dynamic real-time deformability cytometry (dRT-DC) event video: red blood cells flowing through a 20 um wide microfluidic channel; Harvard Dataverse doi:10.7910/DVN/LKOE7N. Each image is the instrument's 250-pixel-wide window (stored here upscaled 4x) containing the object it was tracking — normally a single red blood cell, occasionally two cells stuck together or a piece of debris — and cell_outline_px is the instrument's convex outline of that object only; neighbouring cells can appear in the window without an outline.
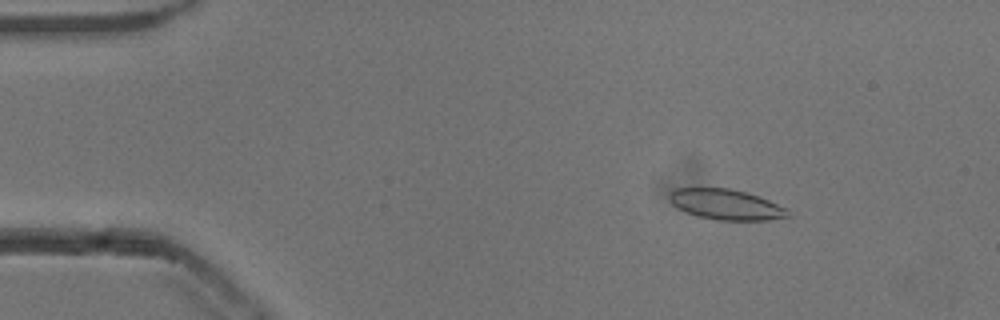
{"species": "common noctule bat (a hibernating species)", "species_latin": "Nyctalus noctula", "temperature_condition": "cold", "stored_images_in_passage": 54, "camera_frame_rate_fps": 3000, "um_per_image_px": 0.085, "animal": {"sex": "male", "body_mass_g": 13.3}, "frame": {"image": 1, "passage_image": 8, "time_ms": 2.333, "image_size_px": [1000, 320], "cell_outline_px": [[792, 216], [768, 220], [716, 220], [696, 216], [676, 208], [668, 200], [668, 196], [676, 188], [728, 188], [748, 192], [788, 208]], "centroid_in_image_um": [61.72, 17.39], "position_along_channel_um": 23.3, "area_um2": 21.27}}
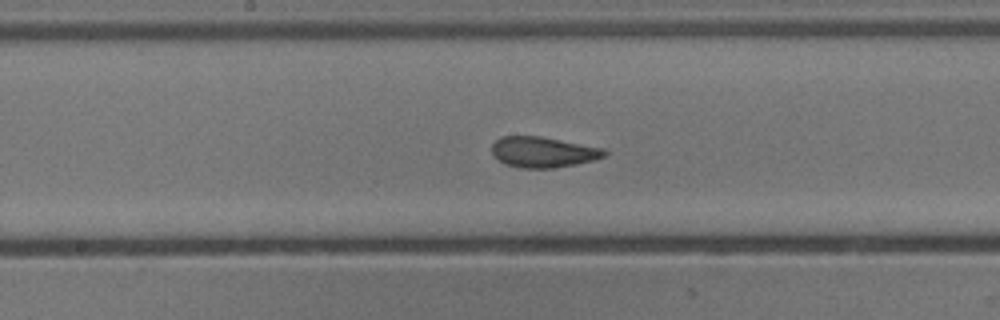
{"frame": {"image": 2, "passage_image": 28, "time_ms": 9.0, "image_size_px": [1000, 320], "cell_outline_px": [[608, 156], [596, 160], [576, 164], [552, 168], [520, 168], [504, 164], [492, 152], [492, 144], [500, 136], [540, 136], [604, 148], [608, 152]], "centroid_in_image_um": [46.21, 12.93], "position_along_channel_um": 202.0, "area_um2": 20.23}}
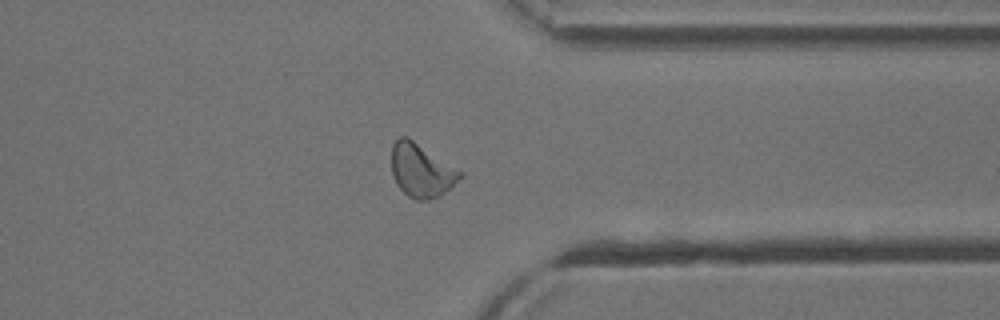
{"frame": {"image": 3, "passage_image": 42, "time_ms": 13.667, "image_size_px": [1000, 320], "cell_outline_px": [[464, 172], [440, 196], [428, 200], [416, 200], [408, 196], [396, 184], [392, 176], [392, 144], [400, 136], [408, 136]], "centroid_in_image_um": [35.78, 14.46], "position_along_channel_um": 375.6, "area_um2": 21.27}, "authors_computed_cell_mechanics": {"area_um2": 20.8658, "velocity_mm_per_s": 3.825, "shape_relaxation_time_tau1_ms": 10.2397, "shape_relaxation_time_tau2_ms": 1.2217, "deformation_change_tau1": 0.1935, "deformation_change_tau2": 0.071}}